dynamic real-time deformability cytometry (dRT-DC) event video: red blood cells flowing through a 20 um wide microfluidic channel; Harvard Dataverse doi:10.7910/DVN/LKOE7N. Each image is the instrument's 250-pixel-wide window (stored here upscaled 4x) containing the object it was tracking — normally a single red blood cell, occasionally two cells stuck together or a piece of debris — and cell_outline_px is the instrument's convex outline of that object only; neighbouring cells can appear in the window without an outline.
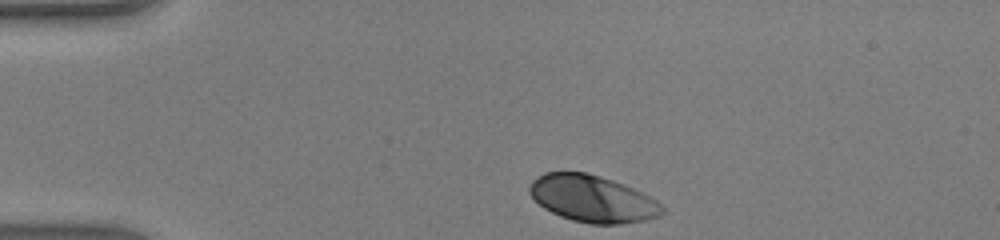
{"species": "human", "species_latin": "Homo sapiens", "temperature_condition": "warm", "stored_images_in_passage": 31, "camera_frame_rate_fps": 3000, "um_per_image_px": 0.085, "donor": {"sex": "male"}, "frame": {"image": 1, "passage_image": 1, "time_ms": 0.0, "image_size_px": [1000, 240], "cell_outline_px": [[664, 212], [656, 216], [644, 220], [620, 224], [592, 224], [572, 220], [560, 216], [544, 208], [528, 192], [528, 188], [532, 180], [544, 172], [588, 172], [624, 184], [656, 200], [664, 208]], "centroid_in_image_um": [50.33, 16.88], "position_along_channel_um": 34.7, "area_um2": 35.95}}
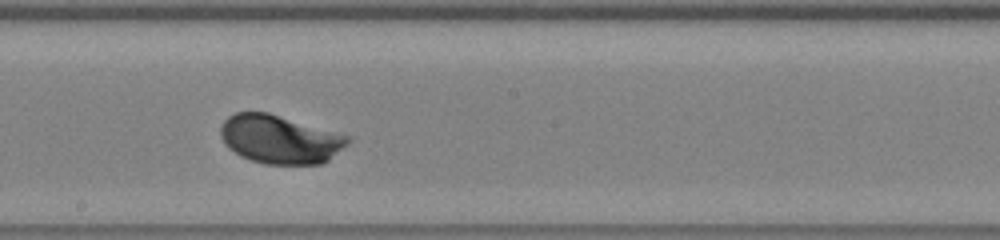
{"frame": {"image": 2, "passage_image": 18, "time_ms": 5.667, "image_size_px": [1000, 240], "cell_outline_px": [[352, 140], [348, 144], [328, 160], [320, 164], [264, 164], [240, 156], [228, 148], [224, 144], [220, 136], [220, 128], [224, 120], [228, 116], [236, 112], [268, 112], [348, 136]], "centroid_in_image_um": [23.75, 11.84], "position_along_channel_um": 224.5, "area_um2": 35.84}}
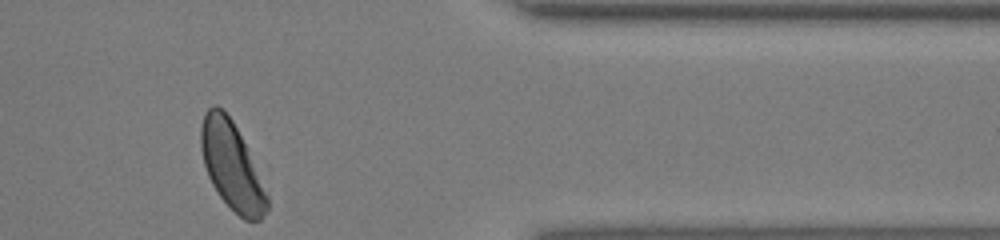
{"frame": {"image": 3, "passage_image": 31, "time_ms": 10.0, "image_size_px": [1000, 240], "cell_outline_px": [[268, 208], [260, 220], [244, 220], [220, 196], [212, 184], [208, 176], [204, 164], [200, 148], [200, 128], [204, 112], [212, 104], [216, 104], [224, 108], [232, 120], [256, 164], [268, 196]], "centroid_in_image_um": [19.68, 14.04], "position_along_channel_um": 391.7, "area_um2": 33.81}, "authors_computed_cell_mechanics": {"area_um2": 35.9516, "velocity_mm_per_s": 4.2942, "shape_relaxation_time_tau1_ms": 1.3262, "shape_relaxation_time_tau2_ms": null, "deformation_change_tau1": 0.1191, "deformation_change_tau2": null}}